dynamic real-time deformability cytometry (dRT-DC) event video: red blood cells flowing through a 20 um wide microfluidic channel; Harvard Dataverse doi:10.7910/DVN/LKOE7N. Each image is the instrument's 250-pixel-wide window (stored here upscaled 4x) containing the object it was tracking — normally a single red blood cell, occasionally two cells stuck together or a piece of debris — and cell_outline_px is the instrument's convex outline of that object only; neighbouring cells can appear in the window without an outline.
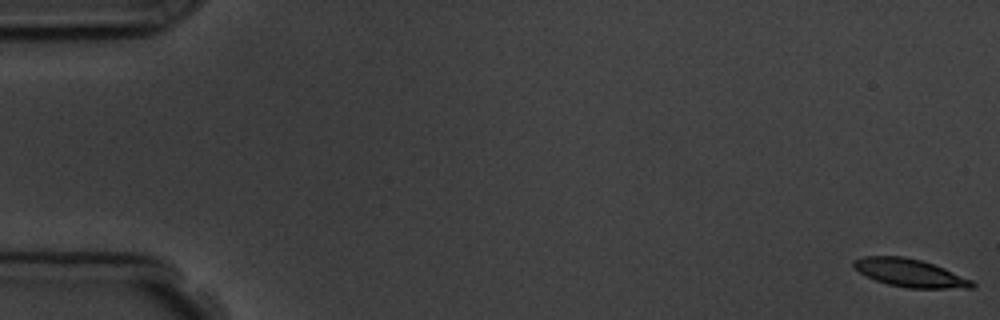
{"species": "common noctule bat (a hibernating species)", "species_latin": "Nyctalus noctula", "temperature_condition": "room temperature", "stored_images_in_passage": 8, "camera_frame_rate_fps": 3000, "um_per_image_px": 0.085, "animal": {"sex": "male", "body_mass_g": 19.5, "forearm_length_mm": 54.6}, "frame": {"image": 1, "passage_image": 1, "time_ms": 0.0, "image_size_px": [1000, 320], "cell_outline_px": [[976, 284], [972, 288], [908, 288], [888, 284], [864, 276], [852, 268], [852, 260], [864, 256], [904, 256], [920, 260], [944, 268], [972, 280]], "centroid_in_image_um": [77.28, 23.19], "position_along_channel_um": 7.7, "area_um2": 19.36}}
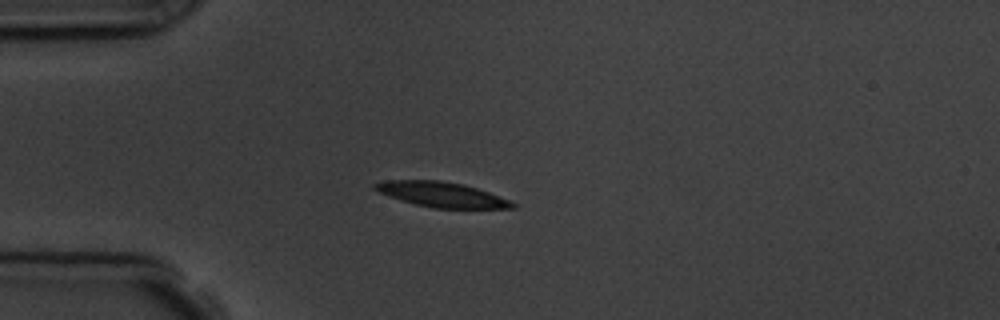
{"frame": {"image": 2, "passage_image": 5, "time_ms": 4.667, "image_size_px": [1000, 320], "cell_outline_px": [[516, 208], [432, 208], [400, 200], [388, 196], [372, 188], [372, 184], [384, 180], [440, 180], [464, 184], [488, 192], [508, 200], [516, 204]], "centroid_in_image_um": [37.49, 16.53], "position_along_channel_um": 47.5, "area_um2": 20.0}}